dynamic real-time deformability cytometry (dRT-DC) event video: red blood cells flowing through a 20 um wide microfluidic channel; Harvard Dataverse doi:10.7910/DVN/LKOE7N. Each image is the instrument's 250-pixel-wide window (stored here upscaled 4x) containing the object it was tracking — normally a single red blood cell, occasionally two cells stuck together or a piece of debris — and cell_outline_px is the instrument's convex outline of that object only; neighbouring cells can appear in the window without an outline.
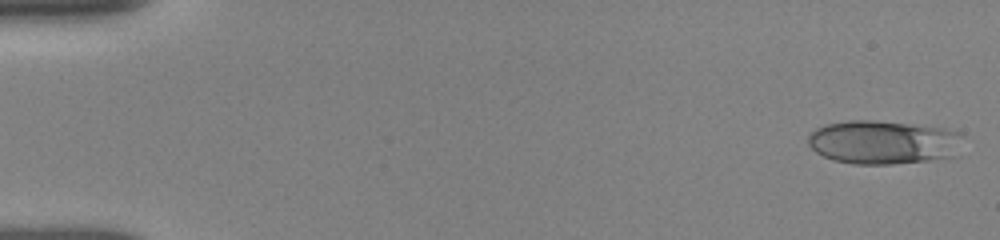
{"species": "human", "species_latin": "Homo sapiens", "temperature_condition": "room temperature", "stored_images_in_passage": 14, "camera_frame_rate_fps": 3000, "um_per_image_px": 0.085, "donor": {"sex": "female"}, "frame": {"image": 1, "passage_image": 1, "time_ms": 0.0, "image_size_px": [1000, 240], "cell_outline_px": [[964, 136], [952, 156], [928, 160], [892, 164], [856, 164], [832, 160], [816, 152], [808, 144], [808, 136], [816, 128], [824, 124], [848, 120], [872, 120], [944, 128], [964, 132]], "centroid_in_image_um": [75.05, 12.08], "position_along_channel_um": 10.0, "area_um2": 39.36}}
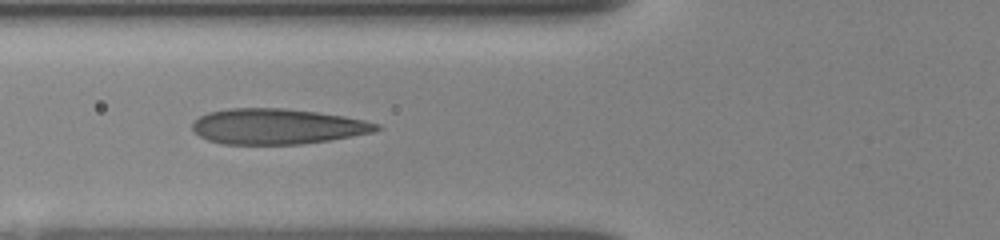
{"frame": {"image": 2, "passage_image": 10, "time_ms": 6.0, "image_size_px": [1000, 240], "cell_outline_px": [[384, 128], [372, 132], [352, 136], [328, 140], [300, 144], [224, 144], [208, 140], [192, 132], [192, 124], [200, 116], [208, 112], [232, 108], [284, 108], [316, 112], [344, 116], [364, 120], [380, 124]], "centroid_in_image_um": [23.56, 10.74], "position_along_channel_um": 102.2, "area_um2": 38.03}}
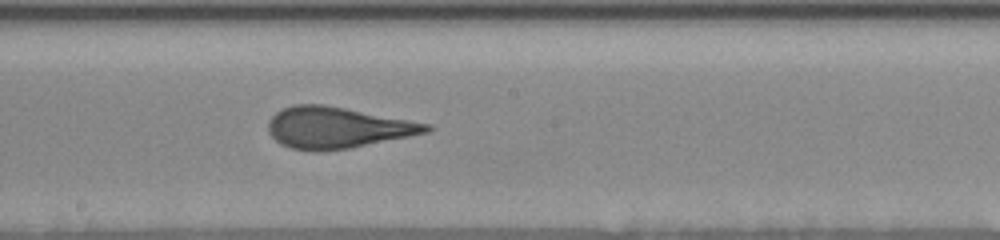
{"frame": {"image": 3, "passage_image": 14, "time_ms": 9.0, "image_size_px": [1000, 240], "cell_outline_px": [[432, 128], [428, 132], [352, 148], [316, 152], [312, 152], [292, 148], [280, 144], [268, 132], [268, 120], [276, 112], [284, 108], [296, 104], [324, 104], [432, 124]], "centroid_in_image_um": [28.65, 10.85], "position_along_channel_um": 219.5, "area_um2": 38.09}}